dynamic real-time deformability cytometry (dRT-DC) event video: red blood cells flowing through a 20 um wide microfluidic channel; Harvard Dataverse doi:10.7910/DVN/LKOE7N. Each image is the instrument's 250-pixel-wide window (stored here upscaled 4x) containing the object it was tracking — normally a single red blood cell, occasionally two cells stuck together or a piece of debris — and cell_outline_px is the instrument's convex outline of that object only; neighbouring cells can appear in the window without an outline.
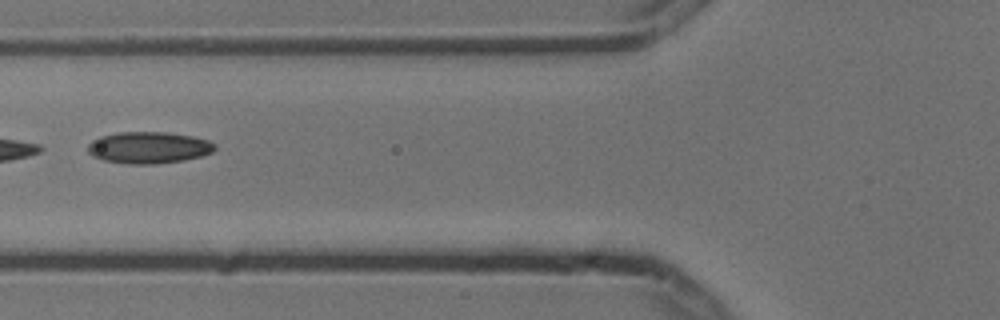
{"species": "common noctule bat (a hibernating species)", "species_latin": "Nyctalus noctula", "temperature_condition": "cold", "stored_images_in_passage": 9, "camera_frame_rate_fps": 3000, "um_per_image_px": 0.085, "animal": {"sex": "male", "body_mass_g": 13.3}, "frame": {"image": 1, "passage_image": 6, "time_ms": 1.667, "image_size_px": [1000, 320], "cell_outline_px": [[216, 148], [212, 152], [200, 156], [184, 160], [152, 164], [128, 164], [104, 160], [92, 156], [88, 152], [88, 144], [92, 140], [100, 136], [120, 132], [168, 132], [192, 136], [208, 140], [216, 144]], "centroid_in_image_um": [12.63, 12.54], "position_along_channel_um": 113.2, "area_um2": 23.47}}
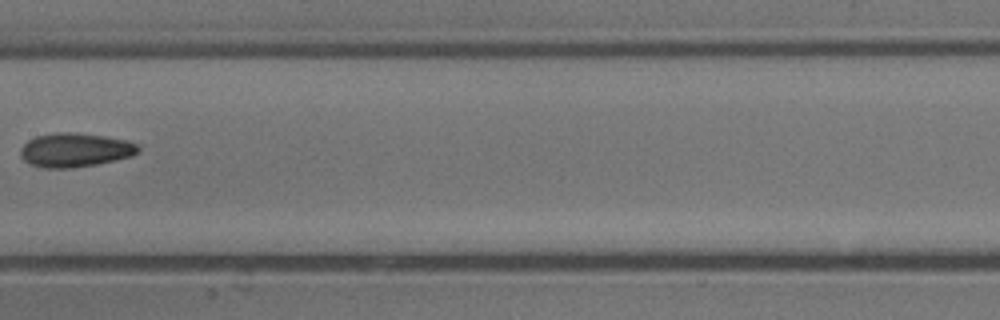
{"frame": {"image": 2, "passage_image": 8, "time_ms": 2.333, "image_size_px": [1000, 320], "cell_outline_px": [[140, 152], [132, 156], [96, 164], [68, 168], [44, 168], [32, 164], [24, 160], [20, 156], [20, 148], [28, 140], [36, 136], [56, 132], [68, 132], [104, 136], [128, 140], [136, 144], [140, 148]], "centroid_in_image_um": [6.38, 12.74], "position_along_channel_um": 201.0, "area_um2": 23.24}}
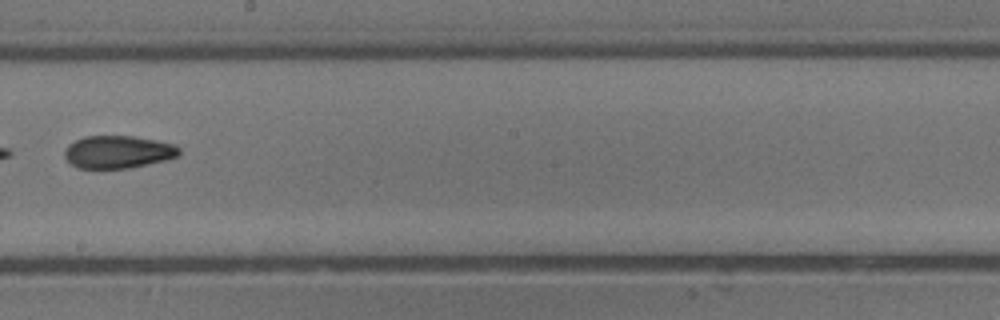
{"frame": {"image": 3, "passage_image": 9, "time_ms": 2.667, "image_size_px": [1000, 320], "cell_outline_px": [[180, 152], [176, 156], [168, 160], [128, 168], [76, 168], [64, 156], [64, 152], [68, 144], [84, 136], [132, 136], [156, 140], [176, 144], [180, 148]], "centroid_in_image_um": [10.04, 12.91], "position_along_channel_um": 238.2, "area_um2": 21.85}}